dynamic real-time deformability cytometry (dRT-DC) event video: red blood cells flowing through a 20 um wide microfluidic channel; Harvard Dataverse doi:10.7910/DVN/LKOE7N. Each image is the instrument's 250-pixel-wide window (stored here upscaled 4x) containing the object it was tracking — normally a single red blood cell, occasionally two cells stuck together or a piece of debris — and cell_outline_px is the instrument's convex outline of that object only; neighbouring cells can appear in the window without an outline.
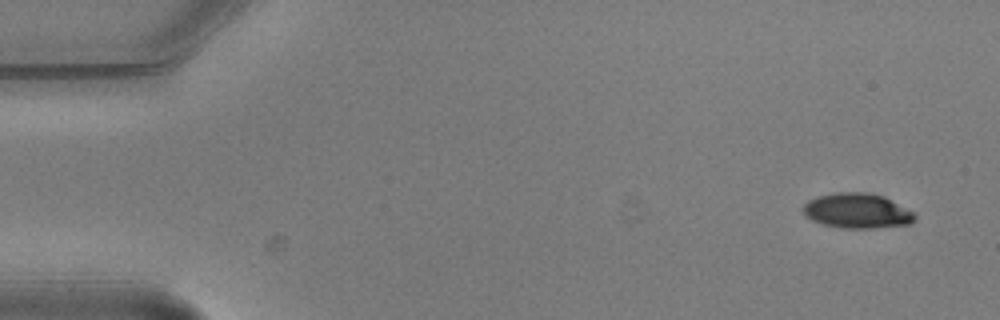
{"species": "common noctule bat (a hibernating species)", "species_latin": "Nyctalus noctula", "temperature_condition": "warm", "stored_images_in_passage": 5, "camera_frame_rate_fps": 3000, "um_per_image_px": 0.085, "animal": {"sex": "male", "body_mass_g": 20.5, "forearm_length_mm": 52.5}, "frame": {"image": 1, "passage_image": 1, "time_ms": 0.0, "image_size_px": [1000, 320], "cell_outline_px": [[916, 220], [912, 224], [872, 228], [840, 228], [824, 224], [812, 220], [804, 212], [804, 204], [808, 200], [820, 196], [836, 192], [868, 192], [884, 196], [916, 212]], "centroid_in_image_um": [72.94, 17.92], "position_along_channel_um": 12.1, "area_um2": 22.89}}
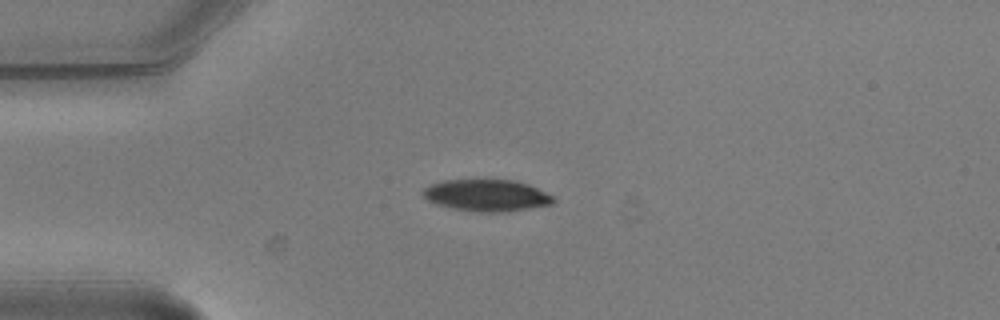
{"frame": {"image": 2, "passage_image": 4, "time_ms": 1.0, "image_size_px": [1000, 320], "cell_outline_px": [[556, 200], [552, 204], [508, 212], [480, 212], [452, 208], [436, 204], [428, 200], [420, 192], [428, 184], [444, 180], [512, 180], [528, 184], [552, 196]], "centroid_in_image_um": [41.33, 16.61], "position_along_channel_um": 43.7, "area_um2": 24.1}}